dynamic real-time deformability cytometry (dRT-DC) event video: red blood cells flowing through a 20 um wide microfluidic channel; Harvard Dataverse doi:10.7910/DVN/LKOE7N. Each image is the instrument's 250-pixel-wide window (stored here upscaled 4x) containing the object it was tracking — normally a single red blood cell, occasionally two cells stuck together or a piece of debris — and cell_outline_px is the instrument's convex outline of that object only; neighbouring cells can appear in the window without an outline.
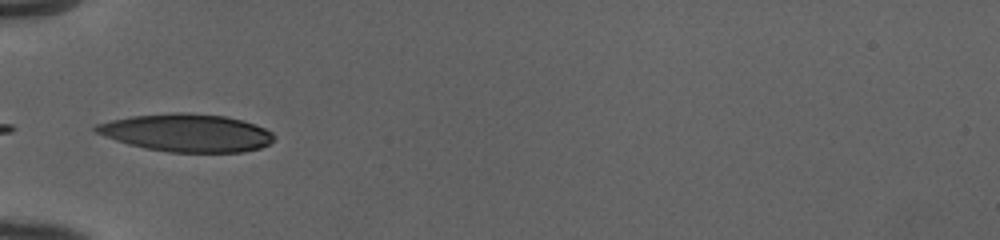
{"species": "human", "species_latin": "Homo sapiens", "temperature_condition": "cold", "stored_images_in_passage": 34, "camera_frame_rate_fps": 3000, "um_per_image_px": 0.085, "donor": {"sex": "female"}, "frame": {"image": 1, "passage_image": 1, "time_ms": 0.0, "image_size_px": [1000, 240], "cell_outline_px": [[276, 136], [268, 144], [260, 148], [244, 152], [168, 152], [128, 144], [104, 136], [96, 132], [92, 128], [96, 124], [112, 120], [132, 116], [172, 112], [184, 112], [224, 116], [240, 120], [264, 128], [272, 132]], "centroid_in_image_um": [15.86, 11.29], "position_along_channel_um": 69.1, "area_um2": 38.96}}
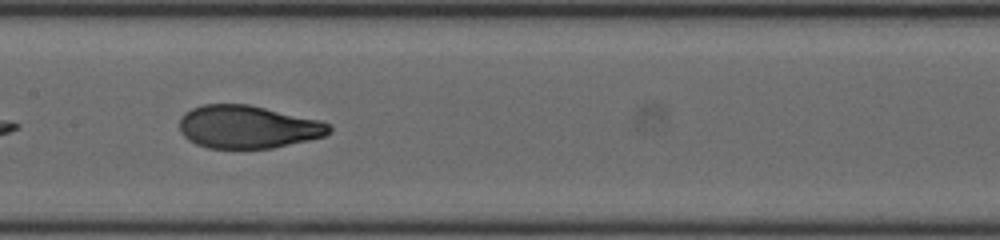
{"frame": {"image": 2, "passage_image": 10, "time_ms": 3.0, "image_size_px": [1000, 240], "cell_outline_px": [[332, 132], [324, 136], [308, 140], [272, 148], [208, 148], [196, 144], [188, 140], [180, 132], [180, 116], [184, 112], [192, 108], [204, 104], [248, 104], [320, 120], [332, 124]], "centroid_in_image_um": [21.06, 10.78], "position_along_channel_um": 186.3, "area_um2": 37.57}}
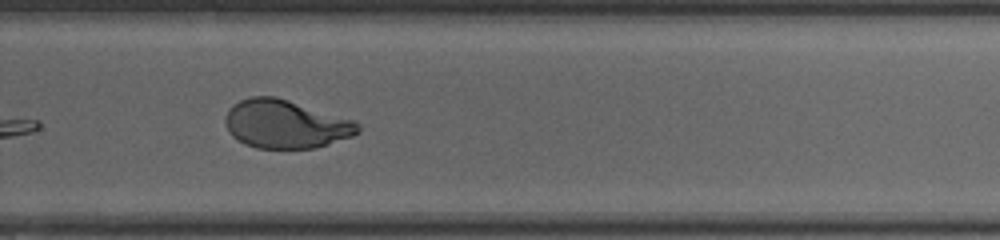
{"frame": {"image": 3, "passage_image": 19, "time_ms": 6.0, "image_size_px": [1000, 240], "cell_outline_px": [[360, 132], [352, 136], [316, 148], [256, 148], [244, 144], [232, 136], [228, 132], [224, 120], [224, 116], [228, 108], [232, 104], [240, 100], [252, 96], [276, 96], [356, 120], [360, 124]], "centroid_in_image_um": [24.27, 10.54], "position_along_channel_um": 305.5, "area_um2": 37.86}, "authors_computed_cell_mechanics": {"area_um2": 38.726, "velocity_mm_per_s": 3.9944, "shape_relaxation_time_tau1_ms": 7.541, "shape_relaxation_time_tau2_ms": null, "deformation_change_tau1": 0.2914, "deformation_change_tau2": null}}